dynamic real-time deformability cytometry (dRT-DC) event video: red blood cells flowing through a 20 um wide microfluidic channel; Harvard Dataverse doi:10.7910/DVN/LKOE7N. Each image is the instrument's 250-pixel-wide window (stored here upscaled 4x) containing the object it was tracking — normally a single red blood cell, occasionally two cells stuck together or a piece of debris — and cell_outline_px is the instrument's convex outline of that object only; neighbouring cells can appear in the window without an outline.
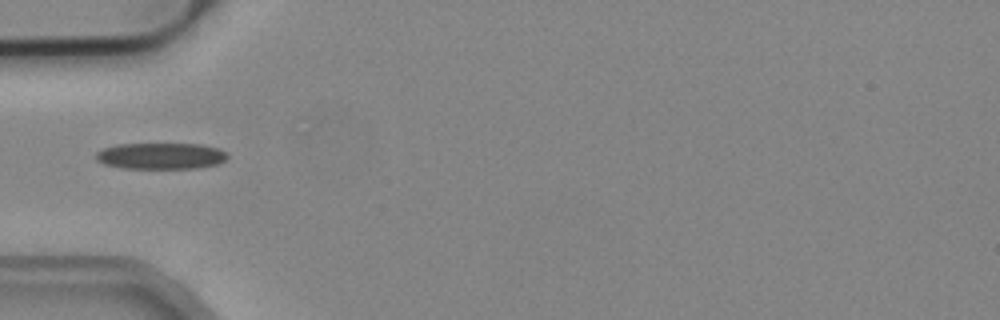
{"species": "common noctule bat (a hibernating species)", "species_latin": "Nyctalus noctula", "temperature_condition": "cold", "stored_images_in_passage": 2, "camera_frame_rate_fps": 3000, "um_per_image_px": 0.085, "animal": {"sex": "male", "body_mass_g": 19.2, "forearm_length_mm": 51.8}, "frame": {"image": 1, "passage_image": 1, "time_ms": 0.0, "image_size_px": [1000, 320], "cell_outline_px": [[228, 156], [220, 164], [196, 168], [124, 168], [104, 164], [96, 160], [96, 152], [104, 148], [116, 144], [200, 144], [220, 148], [228, 152]], "centroid_in_image_um": [13.71, 13.25], "position_along_channel_um": 71.3, "area_um2": 20.29}}